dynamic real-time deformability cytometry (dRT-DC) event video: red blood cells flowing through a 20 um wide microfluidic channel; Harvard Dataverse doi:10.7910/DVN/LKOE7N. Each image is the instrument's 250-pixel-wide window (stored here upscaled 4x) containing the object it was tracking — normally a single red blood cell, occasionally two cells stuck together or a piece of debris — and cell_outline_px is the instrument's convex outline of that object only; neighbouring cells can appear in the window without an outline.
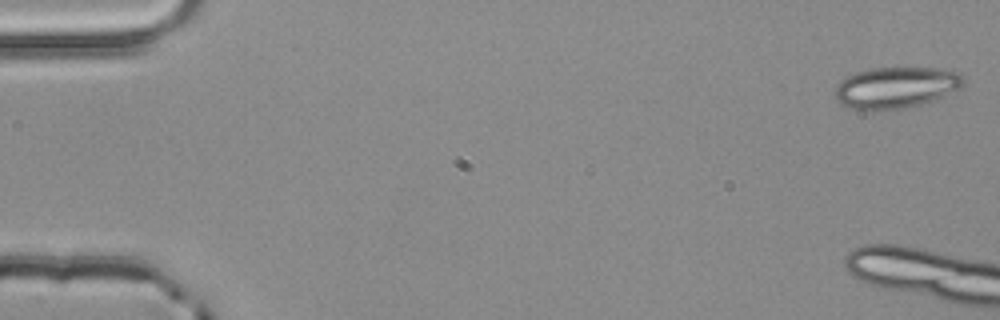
{"species": "common noctule bat (a hibernating species)", "species_latin": "Nyctalus noctula", "temperature_condition": "room temperature", "stored_images_in_passage": 7, "camera_frame_rate_fps": 3000, "um_per_image_px": 0.085, "animal": {"sex": "male", "body_mass_g": 20.4}, "frame": {"image": 1, "passage_image": 1, "time_ms": 0.0, "image_size_px": [1000, 320], "cell_outline_px": [[964, 80], [956, 88], [932, 100], [920, 104], [900, 108], [852, 108], [840, 104], [836, 100], [836, 88], [840, 80], [856, 72], [872, 68], [940, 68], [960, 72], [964, 76]], "centroid_in_image_um": [76.13, 7.4], "position_along_channel_um": 8.9, "area_um2": 29.94}}